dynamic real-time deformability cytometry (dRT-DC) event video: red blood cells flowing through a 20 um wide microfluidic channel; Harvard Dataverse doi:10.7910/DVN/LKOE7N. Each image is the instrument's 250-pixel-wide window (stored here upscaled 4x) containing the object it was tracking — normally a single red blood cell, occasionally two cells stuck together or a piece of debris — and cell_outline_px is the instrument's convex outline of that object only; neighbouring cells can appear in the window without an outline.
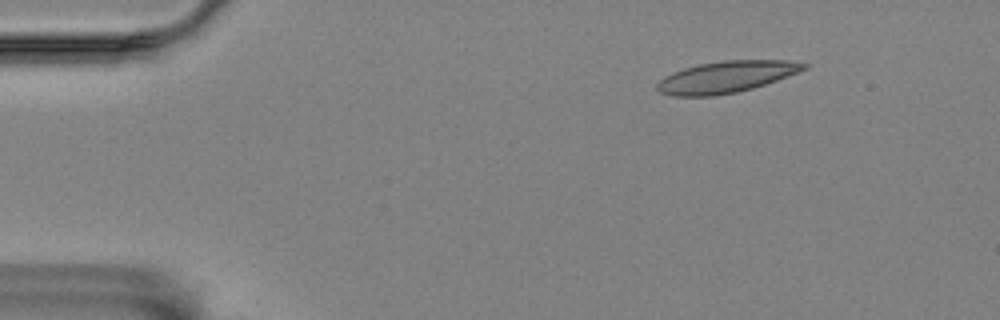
{"species": "Egyptian fruit bat (a non-hibernating species)", "species_latin": "Rousettus aegyptiacus", "temperature_condition": "room temperature", "stored_images_in_passage": 2, "camera_frame_rate_fps": 3000, "um_per_image_px": 0.085, "animal": {"sex": "female"}, "frame": {"image": 1, "passage_image": 1, "time_ms": 0.0, "image_size_px": [1000, 320], "cell_outline_px": [[812, 64], [808, 68], [800, 72], [752, 88], [736, 92], [712, 96], [672, 96], [660, 92], [656, 88], [656, 84], [664, 76], [672, 72], [684, 68], [700, 64], [724, 60], [788, 60]], "centroid_in_image_um": [61.75, 6.53], "position_along_channel_um": 23.3, "area_um2": 27.05}}